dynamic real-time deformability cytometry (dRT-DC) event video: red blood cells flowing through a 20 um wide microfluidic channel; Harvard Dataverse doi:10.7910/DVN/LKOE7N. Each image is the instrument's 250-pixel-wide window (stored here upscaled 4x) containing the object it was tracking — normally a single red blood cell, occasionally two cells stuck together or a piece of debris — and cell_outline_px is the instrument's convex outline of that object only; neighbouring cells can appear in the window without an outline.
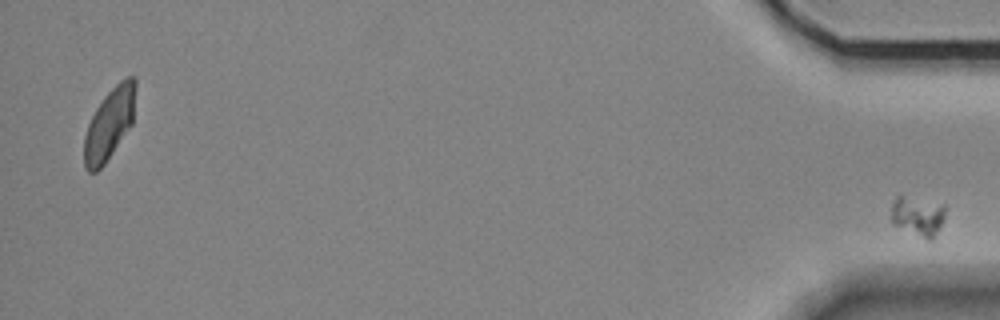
{"species": "Egyptian fruit bat (a non-hibernating species)", "species_latin": "Rousettus aegyptiacus", "temperature_condition": "room temperature", "stored_images_in_passage": 53, "segment_of_instrument_passage": [2, 2], "camera_frame_rate_fps": 3000, "um_per_image_px": 0.085, "animal": {"sex": "female"}, "frame": {"image": 1, "passage_image": 53, "time_ms": 17.333, "image_size_px": [1000, 320], "cell_outline_px": [[944, 220], [932, 240], [928, 240], [892, 224], [892, 200], [896, 196], [900, 196], [944, 204]], "centroid_in_image_um": [78.01, 18.38], "position_along_channel_um": 357.2, "area_um2": 12.25}}